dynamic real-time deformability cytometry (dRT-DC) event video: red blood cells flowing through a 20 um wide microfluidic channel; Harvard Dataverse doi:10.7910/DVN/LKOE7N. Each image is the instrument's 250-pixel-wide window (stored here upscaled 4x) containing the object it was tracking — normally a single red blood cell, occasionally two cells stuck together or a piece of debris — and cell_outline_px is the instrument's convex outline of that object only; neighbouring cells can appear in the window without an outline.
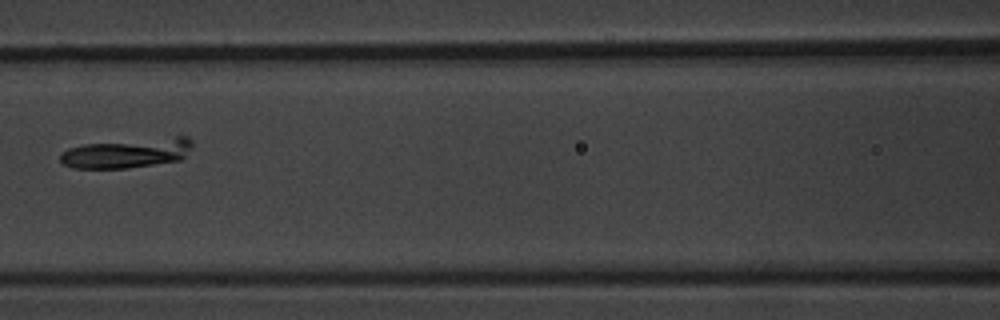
{"species": "common noctule bat (a hibernating species)", "species_latin": "Nyctalus noctula", "temperature_condition": "warm", "stored_images_in_passage": 10, "camera_frame_rate_fps": 3000, "um_per_image_px": 0.085, "animal": {"sex": "male", "body_mass_g": 20.1, "forearm_length_mm": 53.5}, "frame": {"image": 1, "passage_image": 7, "time_ms": 7.667, "image_size_px": [1000, 320], "cell_outline_px": [[192, 144], [184, 156], [180, 160], [128, 168], [72, 168], [64, 164], [60, 160], [60, 152], [68, 148], [84, 144], [176, 136], [188, 136], [192, 140]], "centroid_in_image_um": [10.77, 13.0], "position_along_channel_um": 155.8, "area_um2": 22.72}}
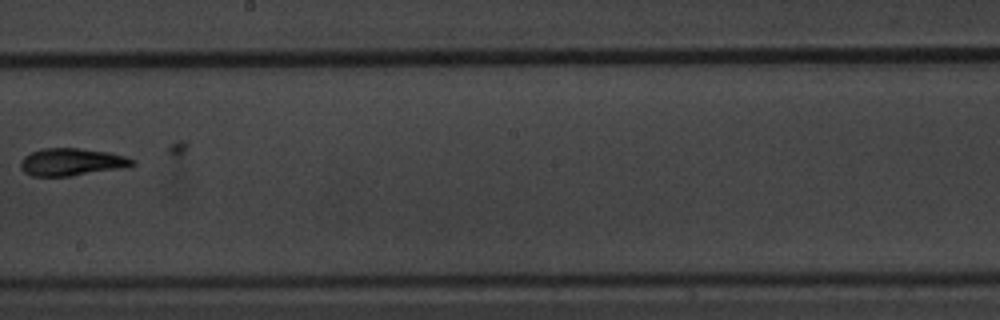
{"frame": {"image": 2, "passage_image": 9, "time_ms": 10.0, "image_size_px": [1000, 320], "cell_outline_px": [[136, 164], [128, 168], [68, 176], [32, 176], [24, 172], [20, 168], [20, 160], [24, 156], [32, 152], [44, 148], [80, 148], [108, 152], [124, 156], [136, 160]], "centroid_in_image_um": [6.13, 13.77], "position_along_channel_um": 242.1, "area_um2": 18.09}}